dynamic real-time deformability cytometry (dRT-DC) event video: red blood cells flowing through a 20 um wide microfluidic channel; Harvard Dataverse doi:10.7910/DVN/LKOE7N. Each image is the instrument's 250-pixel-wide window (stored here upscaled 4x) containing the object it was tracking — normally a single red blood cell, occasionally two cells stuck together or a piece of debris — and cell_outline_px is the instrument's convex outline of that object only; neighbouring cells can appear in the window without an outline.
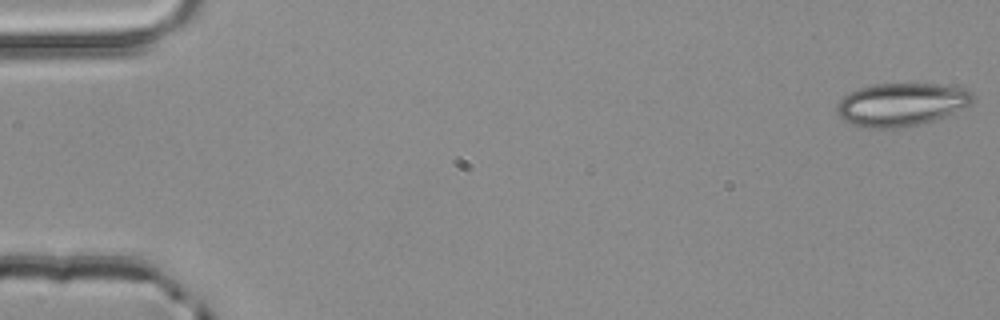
{"species": "common noctule bat (a hibernating species)", "species_latin": "Nyctalus noctula", "temperature_condition": "room temperature", "stored_images_in_passage": 5, "camera_frame_rate_fps": 3000, "um_per_image_px": 0.085, "animal": {"sex": "male", "body_mass_g": 20.4}, "frame": {"image": 1, "passage_image": 1, "time_ms": 0.0, "image_size_px": [1000, 320], "cell_outline_px": [[976, 100], [972, 104], [936, 120], [920, 124], [900, 128], [868, 128], [852, 124], [844, 120], [836, 112], [836, 104], [848, 92], [872, 84], [936, 84], [964, 88], [972, 92], [976, 96]], "centroid_in_image_um": [76.64, 8.88], "position_along_channel_um": 8.4, "area_um2": 34.39}}